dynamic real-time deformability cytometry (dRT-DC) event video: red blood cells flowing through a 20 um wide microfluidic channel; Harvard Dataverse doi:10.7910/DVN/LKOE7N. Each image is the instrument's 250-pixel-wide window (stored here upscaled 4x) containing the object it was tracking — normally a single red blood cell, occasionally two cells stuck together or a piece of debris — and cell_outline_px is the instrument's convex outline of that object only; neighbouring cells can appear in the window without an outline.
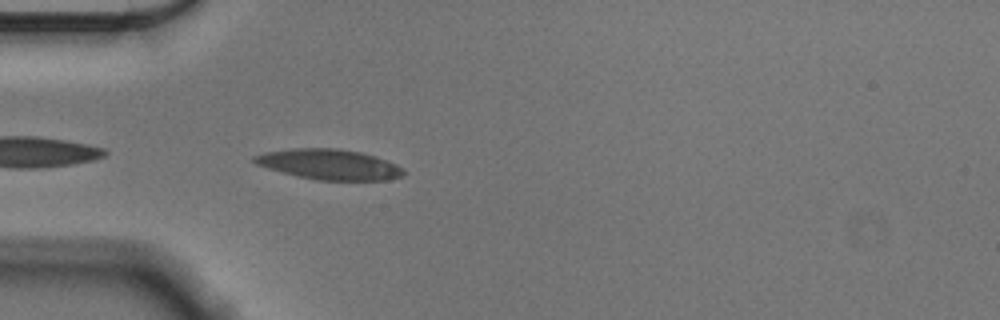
{"species": "Egyptian fruit bat (a non-hibernating species)", "species_latin": "Rousettus aegyptiacus", "temperature_condition": "cold", "stored_images_in_passage": 40, "camera_frame_rate_fps": 3000, "um_per_image_px": 0.085, "animal": {"sex": "male"}, "frame": {"image": 1, "passage_image": 2, "time_ms": 0.333, "image_size_px": [1000, 320], "cell_outline_px": [[404, 172], [400, 176], [388, 180], [316, 180], [296, 176], [268, 168], [256, 164], [252, 160], [252, 156], [264, 152], [292, 148], [336, 148], [360, 152], [376, 156], [396, 164], [404, 168]], "centroid_in_image_um": [27.96, 13.97], "position_along_channel_um": 57.0, "area_um2": 26.41}}
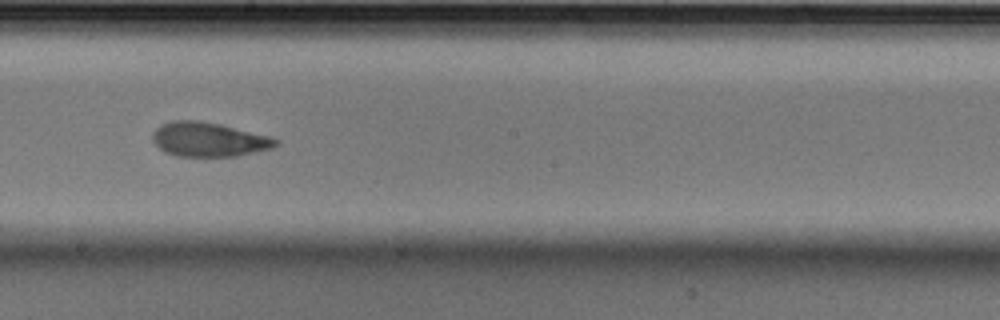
{"frame": {"image": 2, "passage_image": 17, "time_ms": 5.333, "image_size_px": [1000, 320], "cell_outline_px": [[280, 144], [272, 148], [236, 156], [176, 156], [164, 152], [152, 140], [152, 132], [160, 124], [172, 120], [200, 120], [220, 124], [268, 136], [280, 140]], "centroid_in_image_um": [17.71, 11.85], "position_along_channel_um": 230.5, "area_um2": 24.68}}
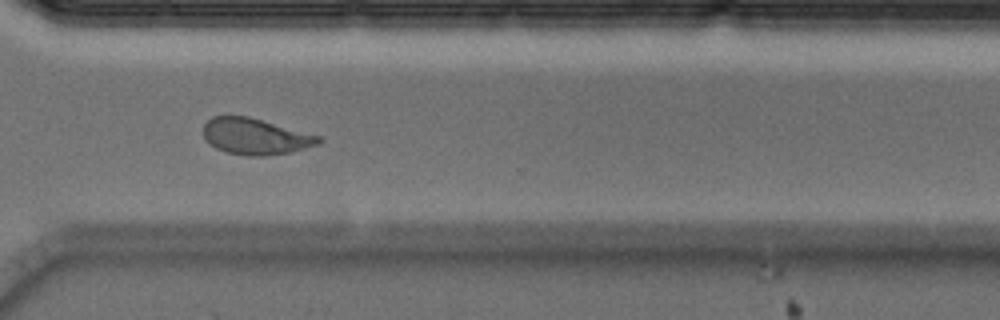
{"frame": {"image": 3, "passage_image": 27, "time_ms": 8.667, "image_size_px": [1000, 320], "cell_outline_px": [[324, 140], [320, 144], [288, 152], [264, 156], [248, 156], [228, 152], [216, 148], [204, 136], [204, 124], [212, 116], [248, 116], [320, 136]], "centroid_in_image_um": [21.73, 11.59], "position_along_channel_um": 348.9, "area_um2": 23.99}, "authors_computed_cell_mechanics": {"area_um2": 24.276, "velocity_mm_per_s": 3.5565, "shape_relaxation_time_tau1_ms": 8.8765, "shape_relaxation_time_tau2_ms": 2.4668, "deformation_change_tau1": 0.2115, "deformation_change_tau2": 0.0942}}